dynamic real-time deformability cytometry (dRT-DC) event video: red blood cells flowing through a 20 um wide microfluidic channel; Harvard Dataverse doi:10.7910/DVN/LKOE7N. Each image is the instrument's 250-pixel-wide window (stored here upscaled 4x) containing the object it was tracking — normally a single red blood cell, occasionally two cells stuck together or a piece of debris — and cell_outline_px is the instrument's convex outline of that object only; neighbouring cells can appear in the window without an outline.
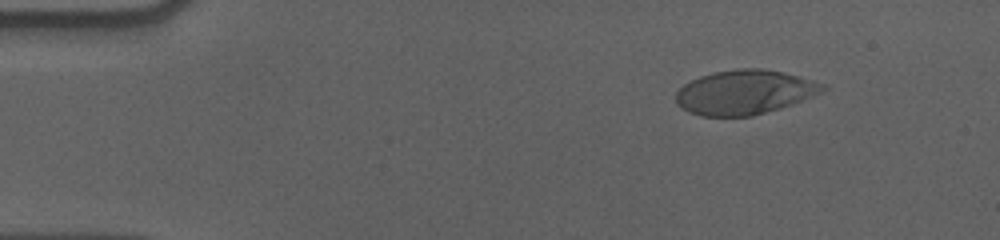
{"species": "human", "species_latin": "Homo sapiens", "temperature_condition": "cold", "stored_images_in_passage": 57, "camera_frame_rate_fps": 3000, "um_per_image_px": 0.085, "donor": {"sex": "male"}, "frame": {"image": 1, "passage_image": 7, "time_ms": 2.0, "image_size_px": [1000, 240], "cell_outline_px": [[828, 88], [820, 92], [792, 104], [780, 108], [752, 116], [700, 116], [688, 112], [676, 104], [676, 92], [684, 84], [700, 76], [716, 72], [740, 68], [760, 68], [784, 72], [812, 80], [824, 84]], "centroid_in_image_um": [63.26, 7.84], "position_along_channel_um": 21.7, "area_um2": 37.74}}
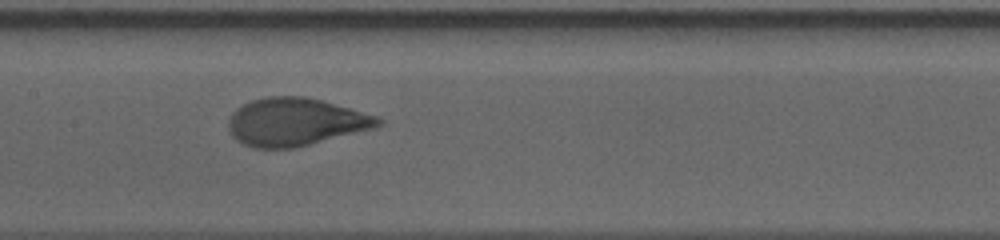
{"frame": {"image": 2, "passage_image": 28, "time_ms": 9.0, "image_size_px": [1000, 240], "cell_outline_px": [[384, 124], [376, 128], [292, 148], [252, 148], [236, 140], [232, 136], [228, 128], [228, 120], [232, 112], [236, 108], [252, 100], [268, 96], [304, 96], [320, 100], [376, 116], [384, 120]], "centroid_in_image_um": [25.09, 10.37], "position_along_channel_um": 182.3, "area_um2": 41.56}}
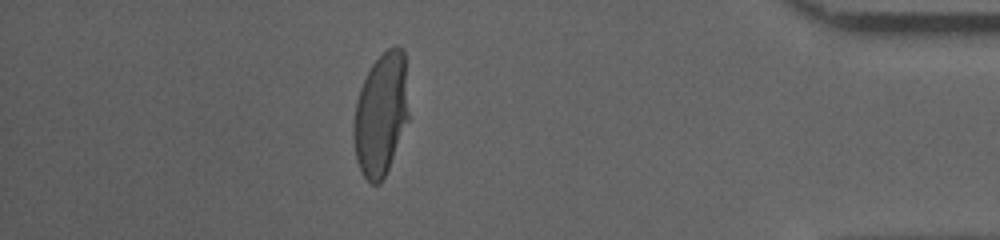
{"frame": {"image": 3, "passage_image": 50, "time_ms": 16.333, "image_size_px": [1000, 240], "cell_outline_px": [[408, 120], [388, 168], [380, 184], [372, 184], [364, 176], [356, 160], [352, 136], [352, 124], [356, 100], [360, 88], [372, 64], [388, 48], [400, 48], [404, 52], [408, 112]], "centroid_in_image_um": [32.34, 9.75], "position_along_channel_um": 402.9, "area_um2": 39.02}, "authors_computed_cell_mechanics": {"area_um2": 40.6912, "velocity_mm_per_s": 3.5639, "shape_relaxation_time_tau1_ms": 4.5588, "shape_relaxation_time_tau2_ms": null, "deformation_change_tau1": 0.2052, "deformation_change_tau2": null}}